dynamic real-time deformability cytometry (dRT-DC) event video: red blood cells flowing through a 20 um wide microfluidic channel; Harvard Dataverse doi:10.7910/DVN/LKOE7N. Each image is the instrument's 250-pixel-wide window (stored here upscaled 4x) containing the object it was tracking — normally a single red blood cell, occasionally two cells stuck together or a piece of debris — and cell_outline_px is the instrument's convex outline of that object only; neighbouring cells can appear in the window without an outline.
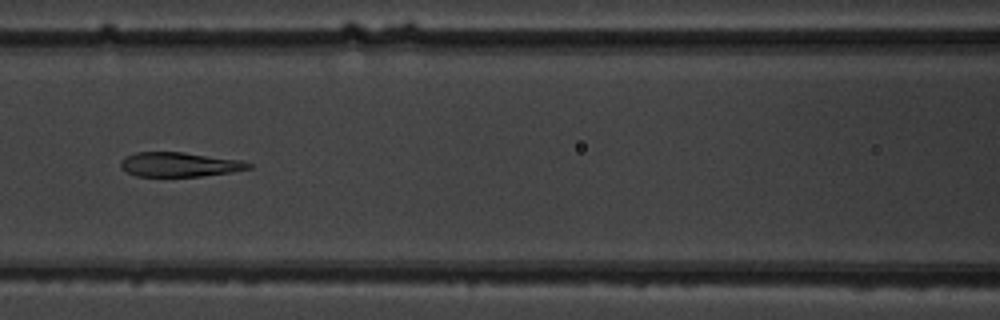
{"species": "common noctule bat (a hibernating species)", "species_latin": "Nyctalus noctula", "temperature_condition": "warm", "stored_images_in_passage": 10, "camera_frame_rate_fps": 3000, "um_per_image_px": 0.085, "animal": {"sex": "male", "body_mass_g": 19.5, "forearm_length_mm": 54.6}, "frame": {"image": 1, "passage_image": 7, "time_ms": 7.0, "image_size_px": [1000, 320], "cell_outline_px": [[252, 168], [232, 172], [200, 176], [136, 176], [120, 168], [120, 160], [136, 152], [184, 152], [240, 160], [252, 164]], "centroid_in_image_um": [15.25, 13.98], "position_along_channel_um": 151.3, "area_um2": 18.15}}
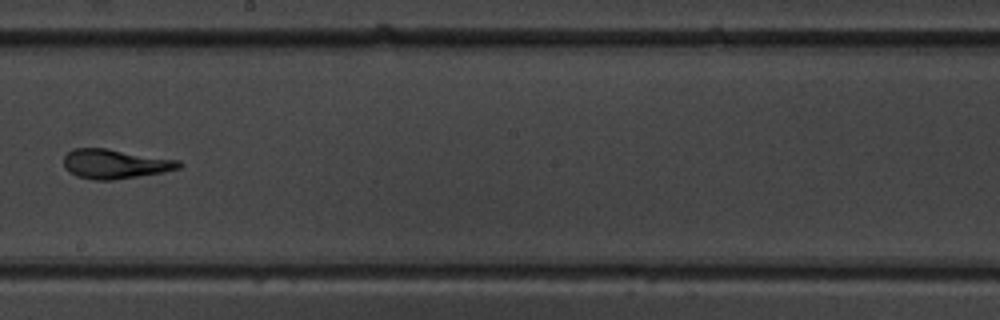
{"frame": {"image": 2, "passage_image": 9, "time_ms": 9.333, "image_size_px": [1000, 320], "cell_outline_px": [[184, 164], [180, 168], [164, 172], [112, 180], [92, 180], [76, 176], [68, 172], [64, 168], [64, 156], [72, 148], [104, 148], [180, 160]], "centroid_in_image_um": [9.77, 13.94], "position_along_channel_um": 238.4, "area_um2": 19.88}}
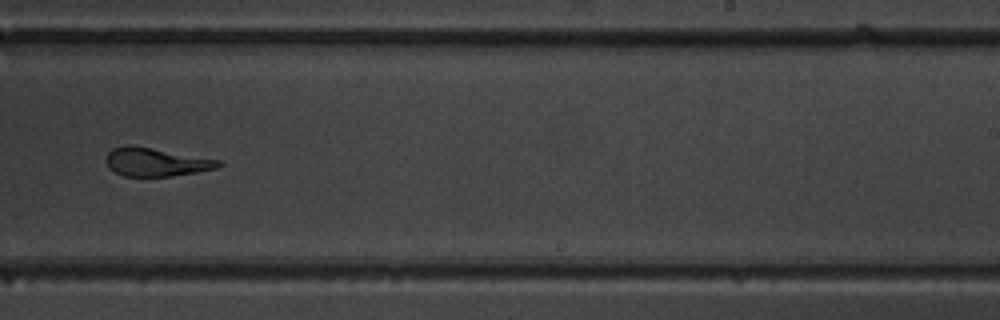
{"frame": {"image": 3, "passage_image": 10, "time_ms": 10.333, "image_size_px": [1000, 320], "cell_outline_px": [[224, 164], [216, 168], [196, 172], [172, 176], [124, 176], [108, 168], [104, 160], [108, 152], [112, 148], [124, 144], [128, 144], [152, 148], [220, 160]], "centroid_in_image_um": [13.2, 13.76], "position_along_channel_um": 275.8, "area_um2": 18.67}}